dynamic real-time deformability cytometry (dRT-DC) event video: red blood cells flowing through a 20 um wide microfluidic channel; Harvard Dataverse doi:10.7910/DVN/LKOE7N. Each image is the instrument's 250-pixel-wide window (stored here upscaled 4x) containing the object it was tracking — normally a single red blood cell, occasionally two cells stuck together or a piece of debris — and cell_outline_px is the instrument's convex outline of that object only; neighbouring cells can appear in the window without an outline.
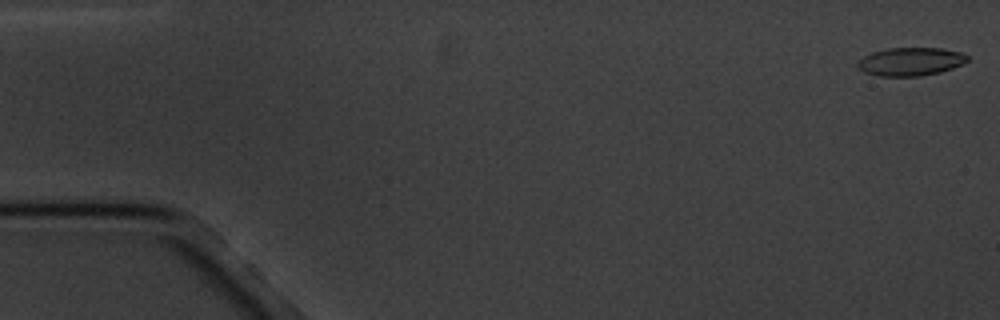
{"species": "common noctule bat (a hibernating species)", "species_latin": "Nyctalus noctula", "temperature_condition": "cold", "stored_images_in_passage": 16, "camera_frame_rate_fps": 3000, "um_per_image_px": 0.085, "animal": {"sex": "male", "body_mass_g": 20.1, "forearm_length_mm": 53.5}, "frame": {"image": 1, "passage_image": 1, "time_ms": 0.0, "image_size_px": [1000, 320], "cell_outline_px": [[968, 60], [964, 64], [940, 72], [920, 76], [880, 76], [864, 72], [856, 68], [856, 64], [864, 56], [872, 52], [888, 48], [940, 48], [960, 52], [968, 56]], "centroid_in_image_um": [77.39, 5.24], "position_along_channel_um": 7.6, "area_um2": 18.09}}
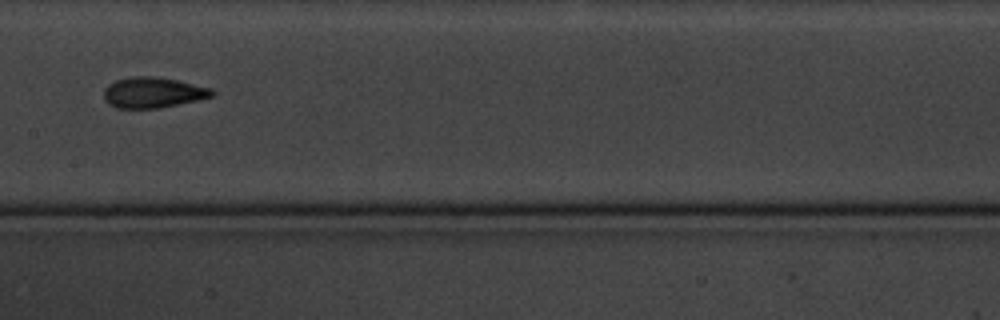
{"frame": {"image": 2, "passage_image": 8, "time_ms": 9.333, "image_size_px": [1000, 320], "cell_outline_px": [[216, 92], [212, 96], [200, 100], [160, 108], [116, 108], [108, 104], [104, 100], [104, 88], [108, 84], [116, 80], [132, 76], [156, 76], [176, 80], [212, 88]], "centroid_in_image_um": [13.0, 7.87], "position_along_channel_um": 194.4, "area_um2": 19.54}}
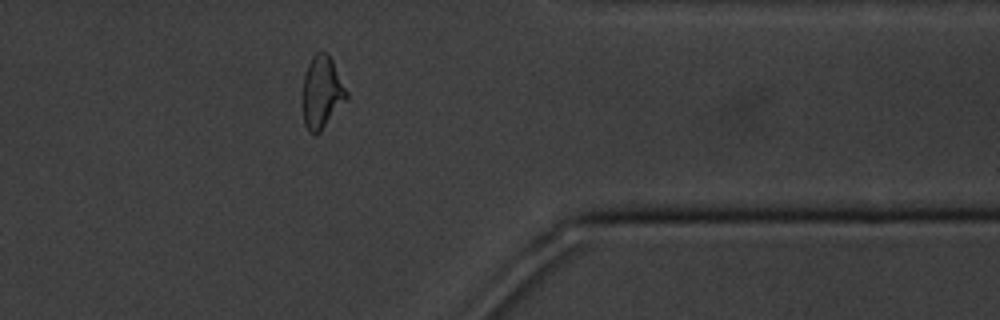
{"frame": {"image": 3, "passage_image": 13, "time_ms": 15.333, "image_size_px": [1000, 320], "cell_outline_px": [[348, 96], [320, 132], [308, 132], [304, 124], [304, 76], [308, 64], [312, 56], [316, 52], [328, 52], [348, 92]], "centroid_in_image_um": [27.36, 7.81], "position_along_channel_um": 384.0, "area_um2": 17.98}, "authors_computed_cell_mechanics": {"area_um2": 18.2937, "velocity_mm_per_s": 3.3955, "shape_relaxation_time_tau1_ms": 2.5655, "shape_relaxation_time_tau2_ms": 0.847, "deformation_change_tau1": 0.0996, "deformation_change_tau2": 0.0521}}